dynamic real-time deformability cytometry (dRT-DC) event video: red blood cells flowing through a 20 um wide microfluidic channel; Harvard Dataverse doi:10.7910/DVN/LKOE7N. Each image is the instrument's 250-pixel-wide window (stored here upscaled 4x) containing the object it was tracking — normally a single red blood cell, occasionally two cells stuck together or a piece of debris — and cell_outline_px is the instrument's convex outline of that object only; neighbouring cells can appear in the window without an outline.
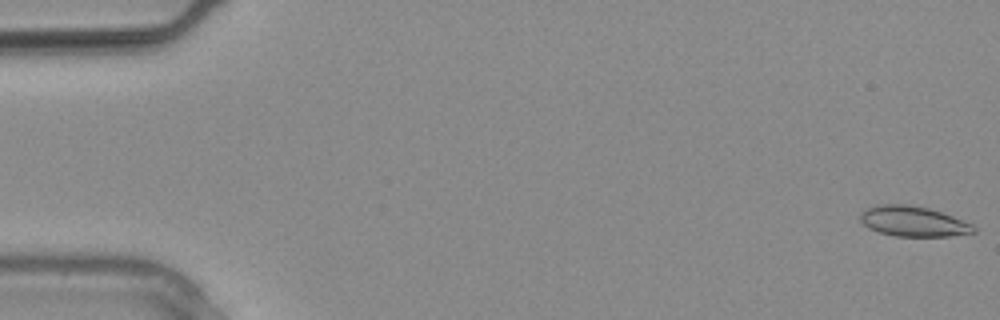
{"species": "common noctule bat (a hibernating species)", "species_latin": "Nyctalus noctula", "temperature_condition": "warm", "stored_images_in_passage": 14, "camera_frame_rate_fps": 3000, "um_per_image_px": 0.085, "animal": {"sex": "male", "body_mass_g": 20.4}, "frame": {"image": 1, "passage_image": 1, "time_ms": 0.0, "image_size_px": [1000, 320], "cell_outline_px": [[976, 232], [948, 236], [896, 236], [880, 232], [868, 228], [860, 220], [860, 212], [876, 204], [912, 204], [928, 208], [952, 216], [972, 224], [976, 228]], "centroid_in_image_um": [77.6, 18.8], "position_along_channel_um": 7.4, "area_um2": 19.94}}
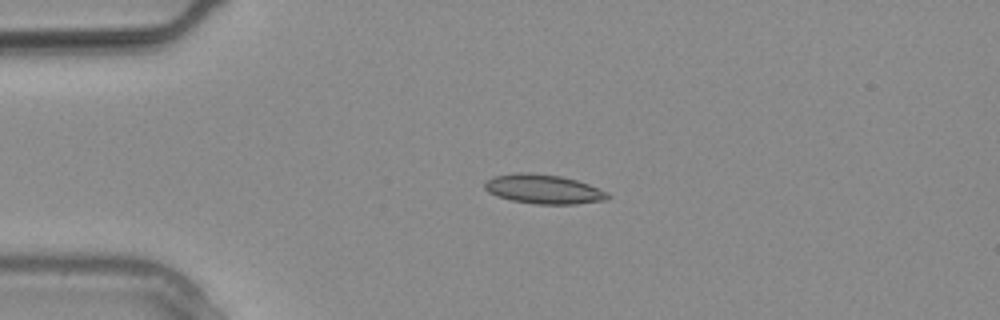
{"frame": {"image": 2, "passage_image": 7, "time_ms": 2.0, "image_size_px": [1000, 320], "cell_outline_px": [[612, 196], [608, 200], [576, 204], [536, 204], [512, 200], [496, 196], [488, 192], [484, 188], [484, 184], [492, 176], [516, 172], [528, 172], [560, 176], [576, 180], [588, 184], [608, 192]], "centroid_in_image_um": [46.21, 16.08], "position_along_channel_um": 38.8, "area_um2": 21.15}}
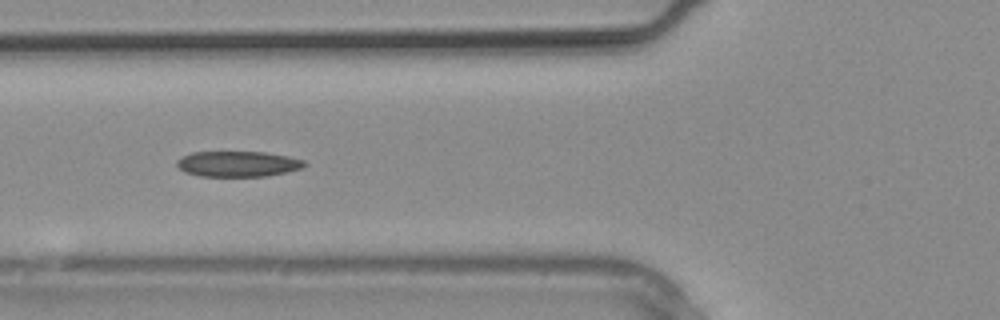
{"frame": {"image": 3, "passage_image": 11, "time_ms": 3.333, "image_size_px": [1000, 320], "cell_outline_px": [[308, 164], [300, 168], [288, 172], [264, 176], [200, 176], [184, 172], [176, 164], [176, 160], [192, 152], [264, 152], [288, 156], [304, 160]], "centroid_in_image_um": [20.22, 13.93], "position_along_channel_um": 105.6, "area_um2": 18.96}}